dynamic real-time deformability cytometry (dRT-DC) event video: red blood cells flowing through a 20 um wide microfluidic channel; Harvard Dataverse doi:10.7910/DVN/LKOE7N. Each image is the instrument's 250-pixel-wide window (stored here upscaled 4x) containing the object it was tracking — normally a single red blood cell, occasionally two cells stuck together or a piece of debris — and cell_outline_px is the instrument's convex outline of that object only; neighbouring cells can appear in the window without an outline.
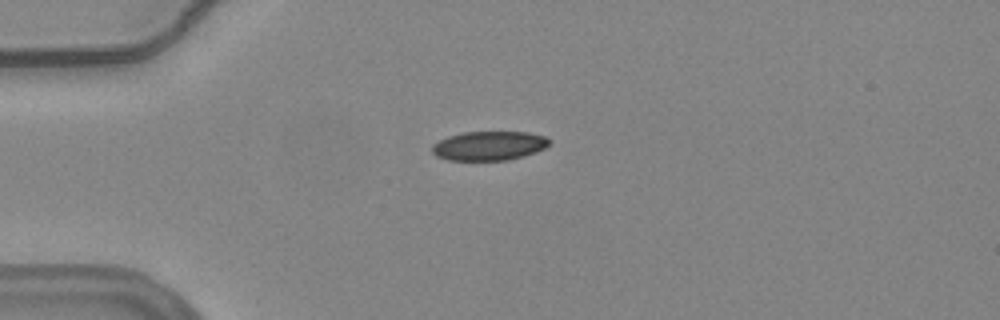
{"species": "common noctule bat (a hibernating species)", "species_latin": "Nyctalus noctula", "temperature_condition": "warm", "stored_images_in_passage": 42, "camera_frame_rate_fps": 3000, "um_per_image_px": 0.085, "animal": {"sex": "female", "body_mass_g": 24.6, "forearm_length_mm": 56.2}, "frame": {"image": 1, "passage_image": 1, "time_ms": 0.0, "image_size_px": [1000, 320], "cell_outline_px": [[548, 144], [544, 148], [524, 156], [508, 160], [448, 160], [436, 156], [432, 152], [432, 144], [448, 136], [464, 132], [528, 132], [544, 136], [548, 140]], "centroid_in_image_um": [41.53, 12.39], "position_along_channel_um": 43.5, "area_um2": 19.77}}
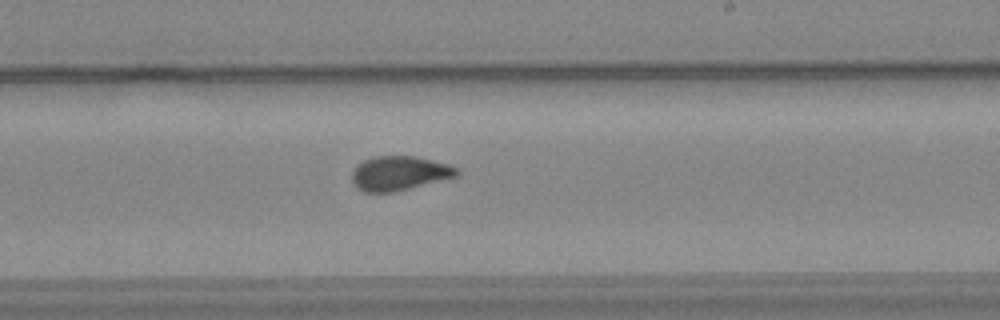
{"frame": {"image": 2, "passage_image": 20, "time_ms": 6.333, "image_size_px": [1000, 320], "cell_outline_px": [[460, 172], [456, 176], [396, 192], [364, 192], [356, 188], [352, 180], [352, 172], [364, 160], [376, 156], [416, 156], [448, 164], [456, 168]], "centroid_in_image_um": [33.93, 14.73], "position_along_channel_um": 255.1, "area_um2": 20.81}}
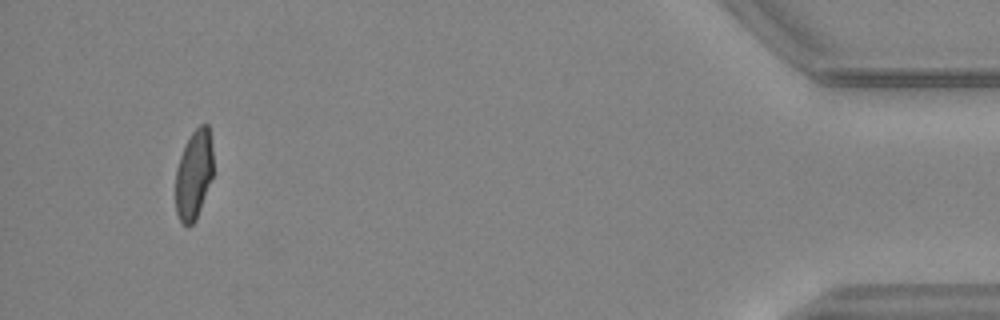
{"frame": {"image": 3, "passage_image": 39, "time_ms": 12.667, "image_size_px": [1000, 320], "cell_outline_px": [[212, 176], [196, 220], [192, 224], [184, 224], [180, 220], [176, 212], [176, 168], [180, 156], [192, 132], [200, 124], [208, 124], [212, 148]], "centroid_in_image_um": [16.47, 14.83], "position_along_channel_um": 418.7, "area_um2": 19.25}, "authors_computed_cell_mechanics": {"area_um2": 20.8658, "velocity_mm_per_s": 3.7462, "shape_relaxation_time_tau1_ms": 10.1388, "shape_relaxation_time_tau2_ms": 0.9654, "deformation_change_tau1": 0.2234, "deformation_change_tau2": 0.0506}}